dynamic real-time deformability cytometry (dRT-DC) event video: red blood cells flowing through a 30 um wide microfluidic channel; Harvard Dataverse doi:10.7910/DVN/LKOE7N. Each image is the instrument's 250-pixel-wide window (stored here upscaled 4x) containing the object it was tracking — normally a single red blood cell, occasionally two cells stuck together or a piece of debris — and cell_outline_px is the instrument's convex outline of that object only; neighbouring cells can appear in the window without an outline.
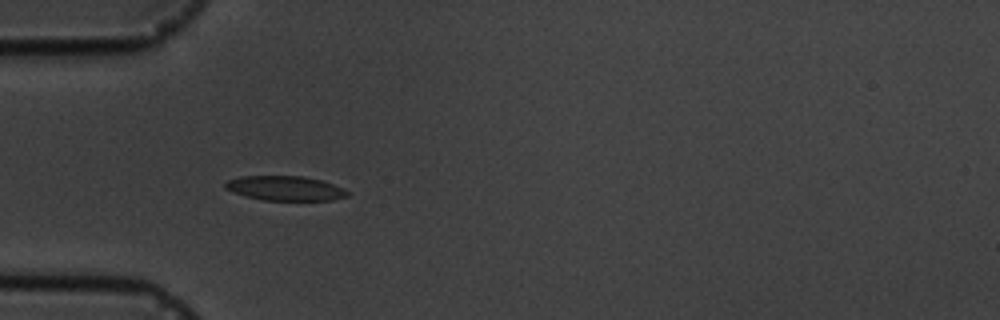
{"species": "common noctule bat (a hibernating species)", "species_latin": "Nyctalus noctula", "temperature_condition": "cold", "stored_images_in_passage": 5, "camera_frame_rate_fps": 3000, "um_per_image_px": 0.085, "animal": {"sex": "male", "body_mass_g": 19.5, "forearm_length_mm": 54.6}, "frame": {"image": 1, "passage_image": 4, "time_ms": 4.333, "image_size_px": [1000, 320], "cell_outline_px": [[348, 196], [332, 200], [264, 200], [244, 196], [232, 192], [224, 188], [224, 184], [228, 180], [240, 176], [304, 176], [320, 180], [344, 188], [348, 192]], "centroid_in_image_um": [24.21, 16.0], "position_along_channel_um": 60.8, "area_um2": 17.51}}
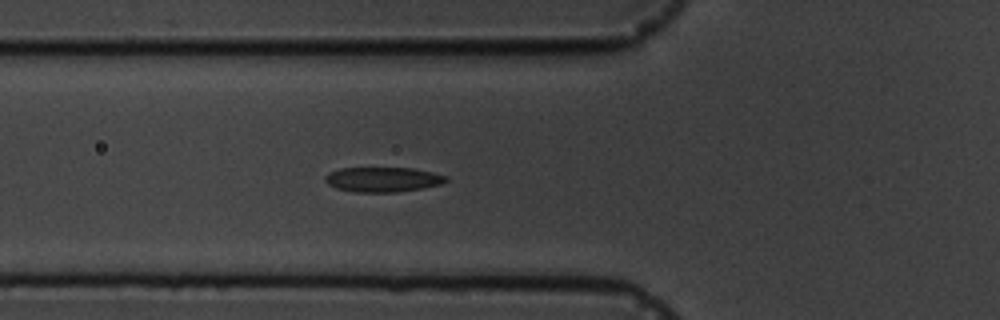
{"frame": {"image": 2, "passage_image": 5, "time_ms": 5.333, "image_size_px": [1000, 320], "cell_outline_px": [[448, 180], [440, 184], [424, 188], [396, 192], [356, 192], [336, 188], [328, 184], [324, 180], [324, 176], [328, 172], [340, 168], [412, 168], [432, 172], [448, 176]], "centroid_in_image_um": [32.53, 15.25], "position_along_channel_um": 93.3, "area_um2": 17.57}}